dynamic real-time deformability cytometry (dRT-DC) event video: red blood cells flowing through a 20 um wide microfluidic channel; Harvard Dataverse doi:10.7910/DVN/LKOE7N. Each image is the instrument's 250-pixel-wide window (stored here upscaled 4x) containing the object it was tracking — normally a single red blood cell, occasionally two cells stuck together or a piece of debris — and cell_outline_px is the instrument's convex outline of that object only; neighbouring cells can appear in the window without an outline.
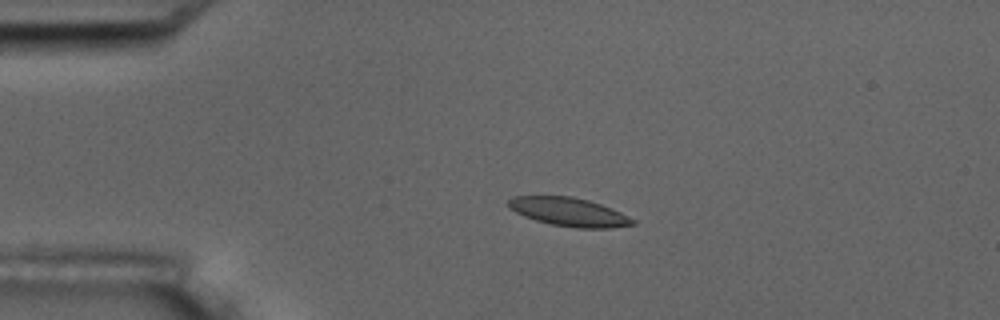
{"species": "common noctule bat (a hibernating species)", "species_latin": "Nyctalus noctula", "temperature_condition": "room temperature", "stored_images_in_passage": 4, "camera_frame_rate_fps": 3000, "um_per_image_px": 0.085, "animal": {"sex": "male", "body_mass_g": 17.5, "forearm_length_mm": 52.3}, "frame": {"image": 1, "passage_image": 3, "time_ms": 2.333, "image_size_px": [1000, 320], "cell_outline_px": [[636, 224], [612, 228], [576, 228], [552, 224], [536, 220], [524, 216], [508, 208], [504, 204], [512, 196], [572, 196], [588, 200], [612, 208], [636, 220]], "centroid_in_image_um": [48.34, 18.01], "position_along_channel_um": 36.7, "area_um2": 20.81}}